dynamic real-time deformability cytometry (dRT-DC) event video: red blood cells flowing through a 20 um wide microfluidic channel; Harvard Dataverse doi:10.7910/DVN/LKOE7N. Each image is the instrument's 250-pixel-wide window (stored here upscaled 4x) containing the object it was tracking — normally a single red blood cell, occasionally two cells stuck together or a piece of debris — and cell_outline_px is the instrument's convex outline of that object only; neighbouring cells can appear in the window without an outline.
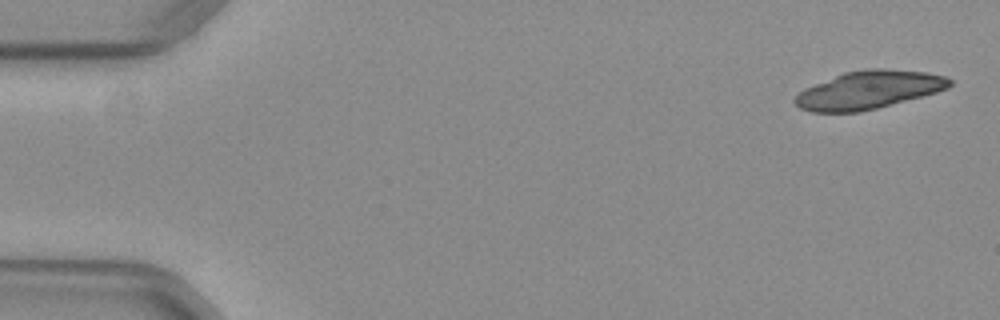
{"species": "common noctule bat (a hibernating species)", "species_latin": "Nyctalus noctula", "temperature_condition": "warm", "stored_images_in_passage": 16, "camera_frame_rate_fps": 3000, "um_per_image_px": 0.085, "animal": {"sex": "female", "body_mass_g": 29.2, "forearm_length_mm": 56.3}, "frame": {"image": 1, "passage_image": 1, "time_ms": 0.0, "image_size_px": [1000, 320], "cell_outline_px": [[952, 84], [948, 88], [936, 92], [876, 108], [860, 112], [812, 112], [800, 108], [792, 100], [804, 88], [844, 72], [864, 68], [884, 68], [928, 72], [944, 76], [952, 80]], "centroid_in_image_um": [73.83, 7.63], "position_along_channel_um": 11.2, "area_um2": 34.22}}